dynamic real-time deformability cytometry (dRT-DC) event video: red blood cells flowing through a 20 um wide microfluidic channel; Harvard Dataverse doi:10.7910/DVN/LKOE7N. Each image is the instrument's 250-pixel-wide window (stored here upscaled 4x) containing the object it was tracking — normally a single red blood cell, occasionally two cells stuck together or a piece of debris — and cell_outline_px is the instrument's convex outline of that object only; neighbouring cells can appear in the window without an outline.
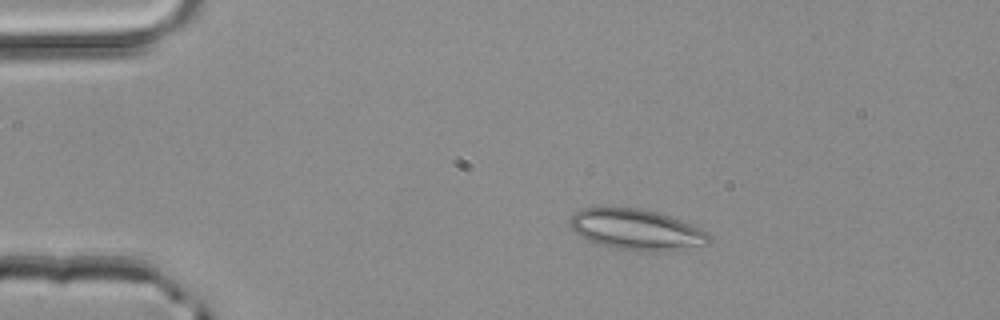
{"species": "common noctule bat (a hibernating species)", "species_latin": "Nyctalus noctula", "temperature_condition": "room temperature", "stored_images_in_passage": 3, "segment_of_instrument_passage": [1, 2], "camera_frame_rate_fps": 3000, "um_per_image_px": 0.085, "animal": {"sex": "male", "body_mass_g": 20.4}, "frame": {"image": 1, "passage_image": 1, "time_ms": 0.0, "image_size_px": [1000, 320], "cell_outline_px": [[712, 240], [708, 244], [684, 248], [652, 252], [612, 248], [588, 240], [576, 232], [572, 228], [568, 220], [576, 212], [584, 208], [608, 204], [640, 208], [660, 212], [700, 228], [708, 232], [712, 236]], "centroid_in_image_um": [54.08, 19.47], "position_along_channel_um": 30.9, "area_um2": 33.64}}